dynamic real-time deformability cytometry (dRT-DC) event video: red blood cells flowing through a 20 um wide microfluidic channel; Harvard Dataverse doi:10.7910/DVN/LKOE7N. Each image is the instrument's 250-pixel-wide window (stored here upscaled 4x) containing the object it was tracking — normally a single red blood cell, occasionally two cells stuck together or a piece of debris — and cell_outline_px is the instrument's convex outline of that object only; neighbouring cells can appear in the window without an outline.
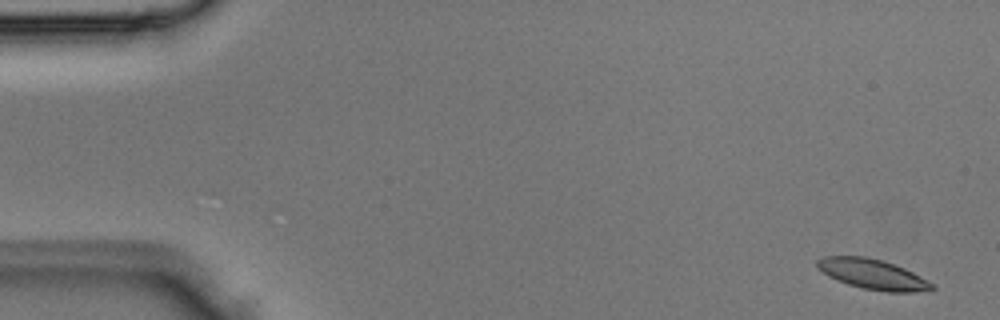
{"species": "Egyptian fruit bat (a non-hibernating species)", "species_latin": "Rousettus aegyptiacus", "temperature_condition": "room temperature", "stored_images_in_passage": 5, "camera_frame_rate_fps": 3000, "um_per_image_px": 0.085, "animal": {"sex": "male"}, "frame": {"image": 1, "passage_image": 1, "time_ms": 0.0, "image_size_px": [1000, 320], "cell_outline_px": [[936, 288], [916, 292], [888, 292], [864, 288], [848, 284], [828, 276], [816, 268], [816, 260], [824, 256], [864, 256], [880, 260], [904, 268], [936, 284]], "centroid_in_image_um": [74.17, 23.31], "position_along_channel_um": 10.8, "area_um2": 20.06}}
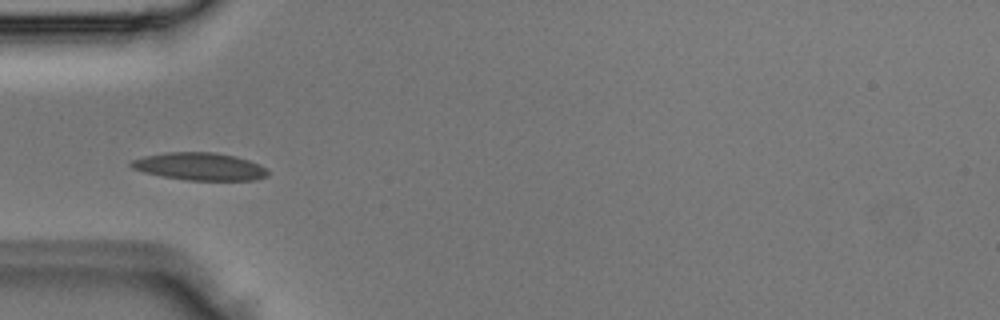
{"frame": {"image": 2, "passage_image": 4, "time_ms": 1.0, "image_size_px": [1000, 320], "cell_outline_px": [[268, 176], [256, 180], [188, 180], [164, 176], [144, 172], [132, 168], [128, 164], [132, 160], [144, 156], [164, 152], [216, 152], [236, 156], [260, 164], [268, 168]], "centroid_in_image_um": [17.01, 14.14], "position_along_channel_um": 68.0, "area_um2": 22.08}}